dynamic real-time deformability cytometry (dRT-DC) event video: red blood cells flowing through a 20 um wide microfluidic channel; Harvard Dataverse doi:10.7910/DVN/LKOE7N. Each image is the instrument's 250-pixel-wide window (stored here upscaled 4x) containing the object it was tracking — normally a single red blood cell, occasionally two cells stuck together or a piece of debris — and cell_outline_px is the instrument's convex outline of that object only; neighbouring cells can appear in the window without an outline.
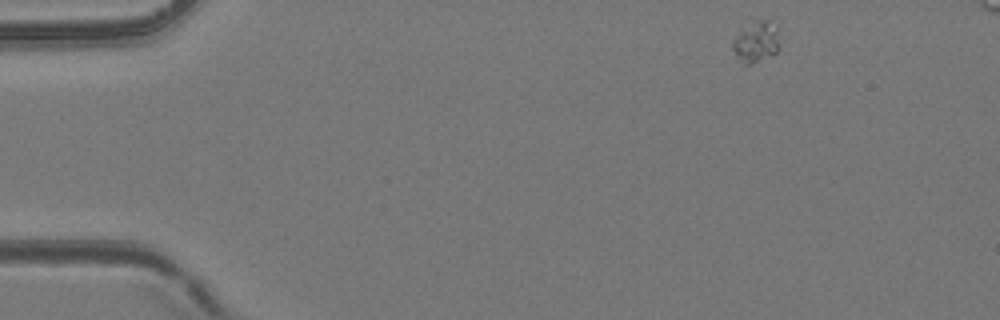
{"species": "common noctule bat (a hibernating species)", "species_latin": "Nyctalus noctula", "temperature_condition": "room temperature", "stored_images_in_passage": 43, "segment_of_instrument_passage": [1, 2], "camera_frame_rate_fps": 3000, "um_per_image_px": 0.085, "animal": {"sex": "female", "body_mass_g": 24.6, "forearm_length_mm": 56.2}, "frame": {"image": 1, "passage_image": 1, "time_ms": 0.0, "image_size_px": [1000, 320], "cell_outline_px": [[776, 52], [752, 64], [744, 64], [732, 48], [732, 40], [740, 28], [756, 20], [768, 20], [776, 32]], "centroid_in_image_um": [64.17, 3.54], "position_along_channel_um": 20.8, "area_um2": 10.64}}
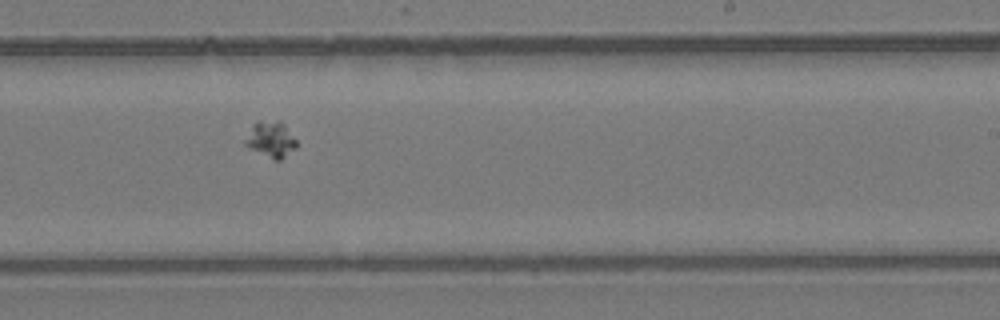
{"frame": {"image": 2, "passage_image": 25, "time_ms": 8.0, "image_size_px": [1000, 320], "cell_outline_px": [[296, 148], [280, 160], [272, 160], [244, 144], [244, 140], [252, 124], [260, 120], [280, 120], [284, 124], [296, 140]], "centroid_in_image_um": [23.01, 11.83], "position_along_channel_um": 266.0, "area_um2": 10.81}}
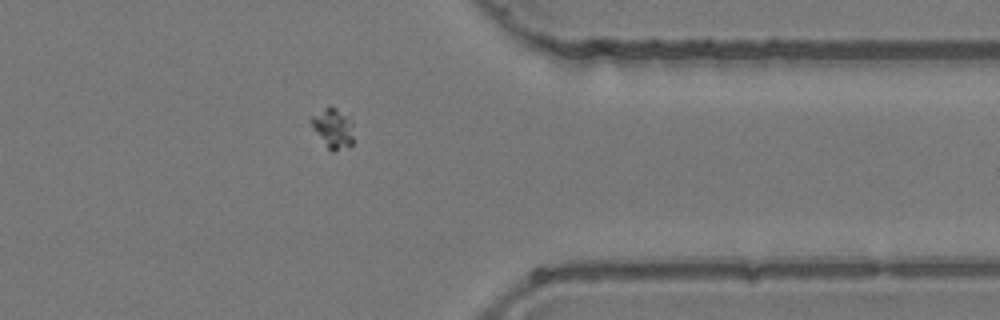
{"frame": {"image": 3, "passage_image": 34, "time_ms": 11.0, "image_size_px": [1000, 320], "cell_outline_px": [[352, 144], [332, 152], [328, 148], [312, 128], [308, 120], [308, 116], [328, 104], [336, 108], [352, 120]], "centroid_in_image_um": [28.23, 10.83], "position_along_channel_um": 383.2, "area_um2": 10.06}}